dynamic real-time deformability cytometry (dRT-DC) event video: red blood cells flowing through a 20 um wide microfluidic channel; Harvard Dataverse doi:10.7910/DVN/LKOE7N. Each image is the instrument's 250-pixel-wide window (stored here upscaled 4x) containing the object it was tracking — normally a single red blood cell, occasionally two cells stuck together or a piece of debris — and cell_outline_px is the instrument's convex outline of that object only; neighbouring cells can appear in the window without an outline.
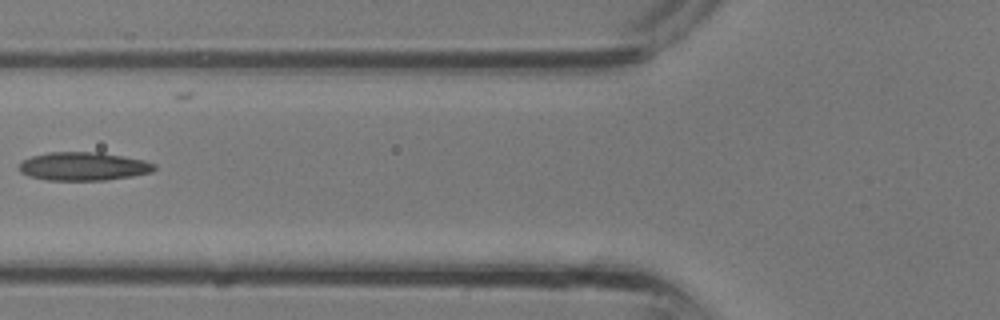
{"species": "common noctule bat (a hibernating species)", "species_latin": "Nyctalus noctula", "temperature_condition": "room temperature", "stored_images_in_passage": 28, "camera_frame_rate_fps": 3000, "um_per_image_px": 0.085, "animal": {"sex": "male", "body_mass_g": 13.3}, "frame": {"image": 1, "passage_image": 7, "time_ms": 2.0, "image_size_px": [1000, 320], "cell_outline_px": [[156, 168], [152, 172], [132, 176], [104, 180], [48, 180], [28, 176], [20, 172], [20, 164], [24, 160], [32, 156], [48, 152], [100, 152], [124, 156], [144, 160], [156, 164]], "centroid_in_image_um": [7.12, 14.13], "position_along_channel_um": 118.7, "area_um2": 22.37}}
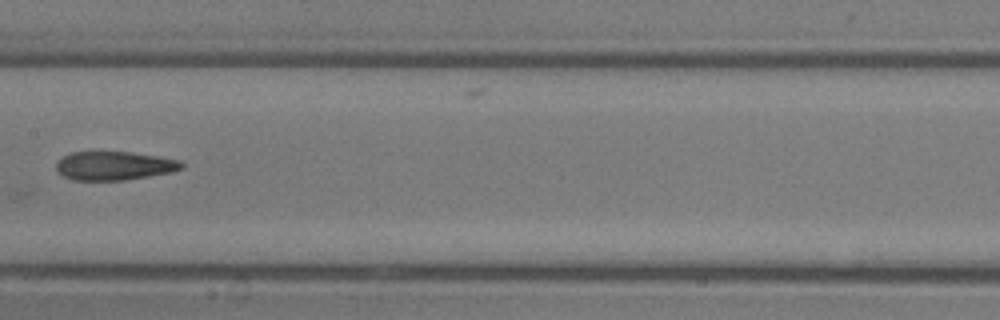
{"frame": {"image": 2, "passage_image": 11, "time_ms": 3.333, "image_size_px": [1000, 320], "cell_outline_px": [[184, 168], [172, 172], [124, 180], [76, 180], [64, 176], [56, 172], [56, 164], [64, 156], [72, 152], [132, 152], [180, 160], [184, 164]], "centroid_in_image_um": [9.73, 14.09], "position_along_channel_um": 197.7, "area_um2": 20.87}}
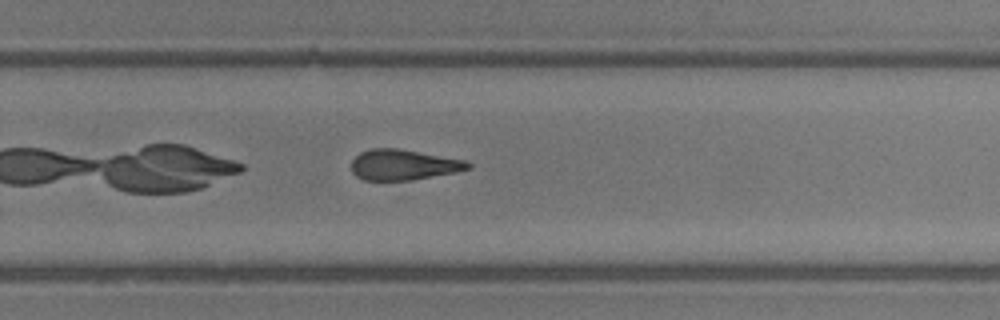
{"frame": {"image": 3, "passage_image": 16, "time_ms": 5.0, "image_size_px": [1000, 320], "cell_outline_px": [[472, 168], [456, 172], [412, 180], [364, 180], [356, 176], [352, 172], [352, 160], [360, 152], [372, 148], [396, 148], [468, 160], [472, 164]], "centroid_in_image_um": [34.32, 14.0], "position_along_channel_um": 295.5, "area_um2": 20.87}}